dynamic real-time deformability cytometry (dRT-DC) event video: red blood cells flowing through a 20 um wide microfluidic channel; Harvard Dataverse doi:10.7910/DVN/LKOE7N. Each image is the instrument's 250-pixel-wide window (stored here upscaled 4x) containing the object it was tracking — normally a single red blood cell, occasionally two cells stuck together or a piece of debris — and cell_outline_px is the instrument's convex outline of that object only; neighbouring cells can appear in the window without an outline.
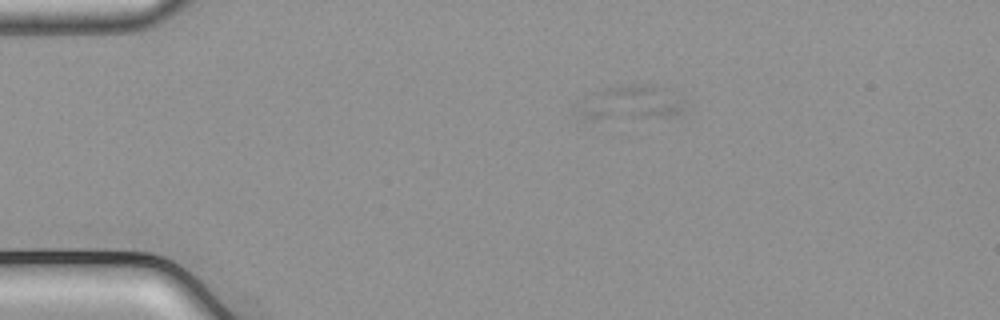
{"species": "common noctule bat (a hibernating species)", "species_latin": "Nyctalus noctula", "temperature_condition": "cold", "stored_images_in_passage": 2, "camera_frame_rate_fps": 3000, "um_per_image_px": 0.085, "animal": {"sex": "male", "body_mass_g": 21.5, "forearm_length_mm": 52.0}, "frame": {"image": 1, "passage_image": 2, "time_ms": 0.333, "image_size_px": [1000, 320], "cell_outline_px": [[680, 112], [668, 116], [584, 116], [584, 112], [596, 92], [604, 88], [636, 84], [656, 84], [680, 100]], "centroid_in_image_um": [53.83, 8.65], "position_along_channel_um": 31.2, "area_um2": 18.26}}